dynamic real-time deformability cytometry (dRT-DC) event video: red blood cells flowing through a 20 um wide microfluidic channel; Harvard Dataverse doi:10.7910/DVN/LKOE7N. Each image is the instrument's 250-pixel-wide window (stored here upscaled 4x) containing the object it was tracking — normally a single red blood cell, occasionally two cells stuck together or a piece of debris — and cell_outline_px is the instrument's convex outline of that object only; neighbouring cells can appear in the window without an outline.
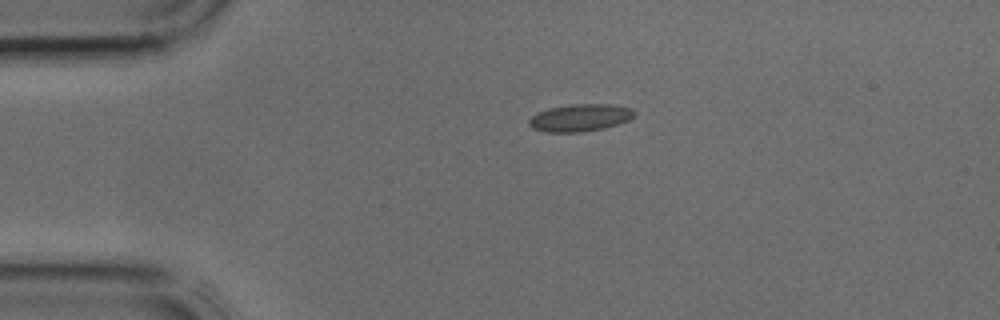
{"species": "common noctule bat (a hibernating species)", "species_latin": "Nyctalus noctula", "temperature_condition": "cold", "stored_images_in_passage": 32, "camera_frame_rate_fps": 3000, "um_per_image_px": 0.085, "animal": {"sex": "male", "body_mass_g": 17.9, "forearm_length_mm": 54.2}, "frame": {"image": 1, "passage_image": 1, "time_ms": 0.0, "image_size_px": [1000, 320], "cell_outline_px": [[636, 116], [628, 120], [604, 128], [580, 132], [548, 132], [532, 128], [528, 124], [528, 120], [532, 116], [548, 108], [576, 104], [608, 104], [632, 108], [636, 112]], "centroid_in_image_um": [49.32, 10.0], "position_along_channel_um": 35.7, "area_um2": 16.65}}
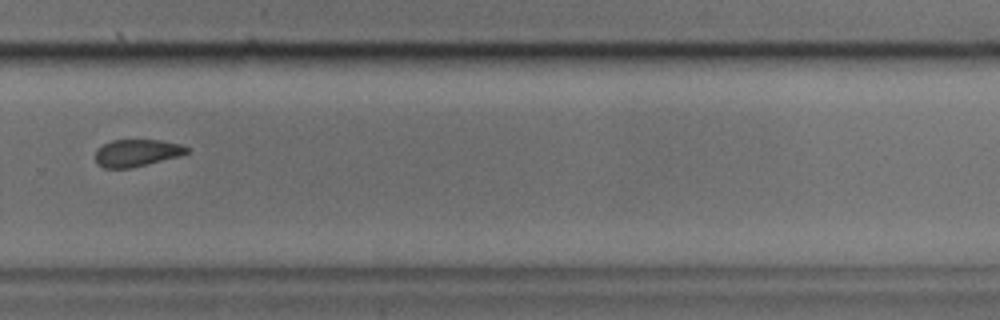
{"frame": {"image": 2, "passage_image": 20, "time_ms": 6.333, "image_size_px": [1000, 320], "cell_outline_px": [[188, 152], [180, 156], [128, 168], [104, 168], [96, 164], [96, 148], [112, 140], [160, 140], [180, 144], [188, 148]], "centroid_in_image_um": [11.59, 12.99], "position_along_channel_um": 318.2, "area_um2": 14.33}}
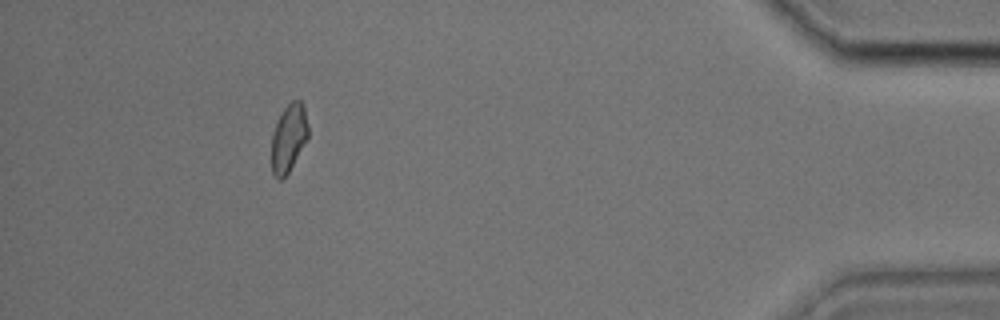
{"frame": {"image": 3, "passage_image": 29, "time_ms": 9.333, "image_size_px": [1000, 320], "cell_outline_px": [[308, 136], [288, 172], [280, 180], [276, 180], [272, 172], [272, 132], [284, 108], [292, 100], [300, 100], [304, 104], [308, 124]], "centroid_in_image_um": [24.53, 11.7], "position_along_channel_um": 410.7, "area_um2": 14.28}}